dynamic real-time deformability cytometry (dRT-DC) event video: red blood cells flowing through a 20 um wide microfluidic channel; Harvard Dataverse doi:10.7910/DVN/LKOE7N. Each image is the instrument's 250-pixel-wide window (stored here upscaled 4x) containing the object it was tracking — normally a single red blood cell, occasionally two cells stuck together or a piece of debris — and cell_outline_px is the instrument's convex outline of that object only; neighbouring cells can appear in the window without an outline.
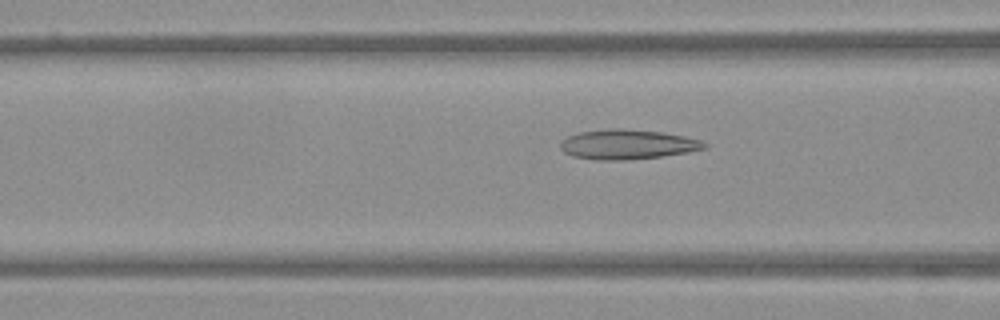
{"species": "Egyptian fruit bat (a non-hibernating species)", "species_latin": "Rousettus aegyptiacus", "temperature_condition": "warm", "stored_images_in_passage": 35, "camera_frame_rate_fps": 3000, "um_per_image_px": 0.085, "frame": {"image": 1, "passage_image": 9, "time_ms": 2.667, "image_size_px": [1000, 320], "cell_outline_px": [[708, 148], [688, 152], [660, 156], [624, 160], [596, 160], [572, 156], [564, 152], [560, 148], [560, 140], [568, 136], [580, 132], [612, 128], [620, 128], [664, 132], [684, 136], [700, 140], [708, 144]], "centroid_in_image_um": [53.33, 12.27], "position_along_channel_um": 113.3, "area_um2": 25.03}}
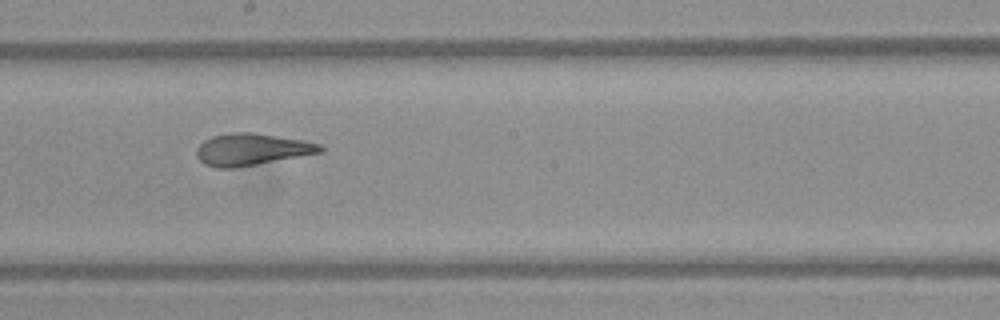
{"frame": {"image": 2, "passage_image": 18, "time_ms": 5.667, "image_size_px": [1000, 320], "cell_outline_px": [[324, 152], [256, 164], [232, 168], [216, 168], [204, 164], [196, 156], [196, 148], [204, 140], [212, 136], [232, 132], [252, 132], [300, 140], [320, 144], [324, 148]], "centroid_in_image_um": [21.36, 12.7], "position_along_channel_um": 226.8, "area_um2": 22.83}}
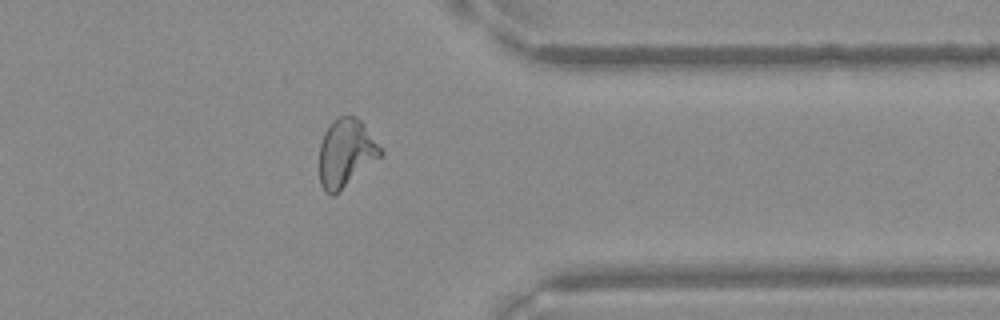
{"frame": {"image": 3, "passage_image": 31, "time_ms": 10.0, "image_size_px": [1000, 320], "cell_outline_px": [[384, 152], [380, 156], [332, 196], [324, 192], [320, 184], [320, 144], [324, 132], [328, 124], [336, 116], [356, 116], [360, 120]], "centroid_in_image_um": [29.36, 12.96], "position_along_channel_um": 382.0, "area_um2": 23.76}}